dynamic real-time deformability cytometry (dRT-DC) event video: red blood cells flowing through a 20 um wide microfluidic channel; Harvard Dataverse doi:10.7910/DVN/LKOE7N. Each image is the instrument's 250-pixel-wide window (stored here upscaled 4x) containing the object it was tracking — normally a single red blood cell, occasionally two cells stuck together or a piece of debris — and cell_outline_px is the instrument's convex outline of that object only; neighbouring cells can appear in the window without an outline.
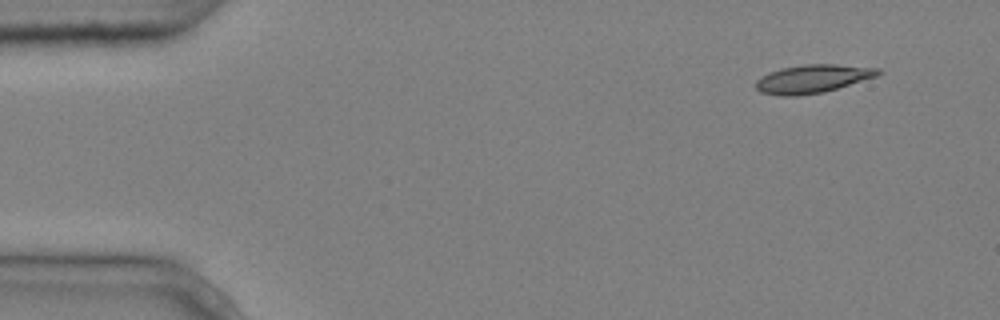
{"species": "common noctule bat (a hibernating species)", "species_latin": "Nyctalus noctula", "temperature_condition": "cold", "stored_images_in_passage": 4, "camera_frame_rate_fps": 3000, "um_per_image_px": 0.085, "animal": {"sex": "male", "body_mass_g": 20.4}, "frame": {"image": 1, "passage_image": 1, "time_ms": 0.0, "image_size_px": [1000, 320], "cell_outline_px": [[884, 72], [876, 76], [824, 92], [796, 96], [780, 96], [760, 92], [756, 88], [756, 80], [760, 76], [768, 72], [780, 68], [804, 64], [836, 64], [880, 68]], "centroid_in_image_um": [69.05, 6.69], "position_along_channel_um": 16.0, "area_um2": 20.29}}